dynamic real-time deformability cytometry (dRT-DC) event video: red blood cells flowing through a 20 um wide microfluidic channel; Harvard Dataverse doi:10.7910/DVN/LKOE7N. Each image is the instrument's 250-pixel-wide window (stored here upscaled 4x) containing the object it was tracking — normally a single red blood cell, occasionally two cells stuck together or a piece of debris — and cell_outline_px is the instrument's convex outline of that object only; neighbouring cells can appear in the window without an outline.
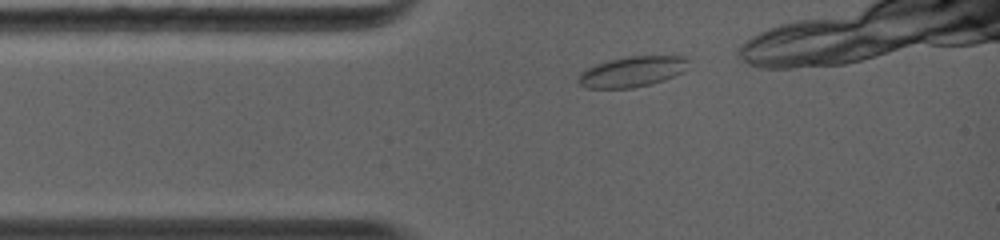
{"species": "common noctule bat (a hibernating species)", "species_latin": "Nyctalus noctula", "temperature_condition": "warm", "stored_images_in_passage": 30, "camera_frame_rate_fps": 5000, "um_per_image_px": 0.085, "animal": {"sex": "female", "body_mass_g": 19.0, "forearm_length_mm": 56.7}, "frame": {"image": 1, "passage_image": 1, "time_ms": 0.0, "image_size_px": [1000, 240], "cell_outline_px": [[688, 68], [684, 72], [664, 80], [652, 84], [632, 88], [588, 88], [580, 84], [576, 80], [580, 72], [596, 64], [608, 60], [628, 56], [688, 56]], "centroid_in_image_um": [53.76, 6.09], "position_along_channel_um": 31.2, "area_um2": 19.77}}
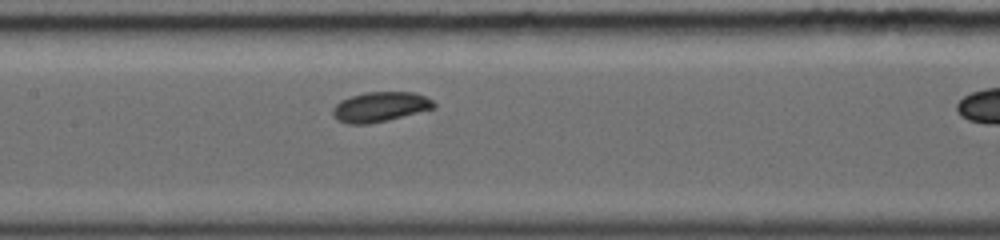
{"frame": {"image": 2, "passage_image": 13, "time_ms": 3.6, "image_size_px": [1000, 240], "cell_outline_px": [[436, 108], [388, 120], [368, 124], [348, 124], [336, 120], [332, 116], [332, 108], [340, 100], [364, 92], [416, 92], [432, 100], [436, 104]], "centroid_in_image_um": [32.29, 9.09], "position_along_channel_um": 175.1, "area_um2": 17.8}}
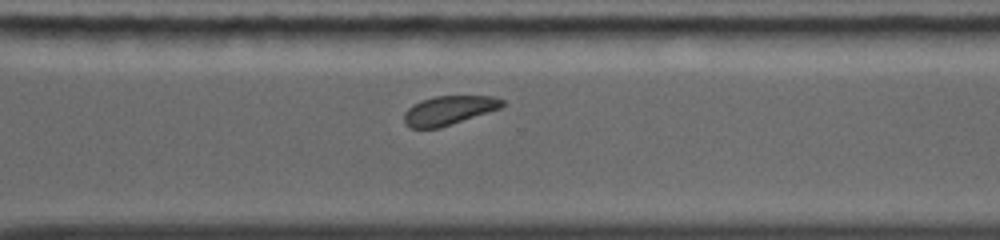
{"frame": {"image": 3, "passage_image": 23, "time_ms": 7.2, "image_size_px": [1000, 240], "cell_outline_px": [[504, 104], [500, 108], [436, 128], [412, 128], [404, 120], [404, 112], [412, 104], [420, 100], [436, 96], [492, 96], [504, 100]], "centroid_in_image_um": [38.12, 9.35], "position_along_channel_um": 332.5, "area_um2": 16.18}}